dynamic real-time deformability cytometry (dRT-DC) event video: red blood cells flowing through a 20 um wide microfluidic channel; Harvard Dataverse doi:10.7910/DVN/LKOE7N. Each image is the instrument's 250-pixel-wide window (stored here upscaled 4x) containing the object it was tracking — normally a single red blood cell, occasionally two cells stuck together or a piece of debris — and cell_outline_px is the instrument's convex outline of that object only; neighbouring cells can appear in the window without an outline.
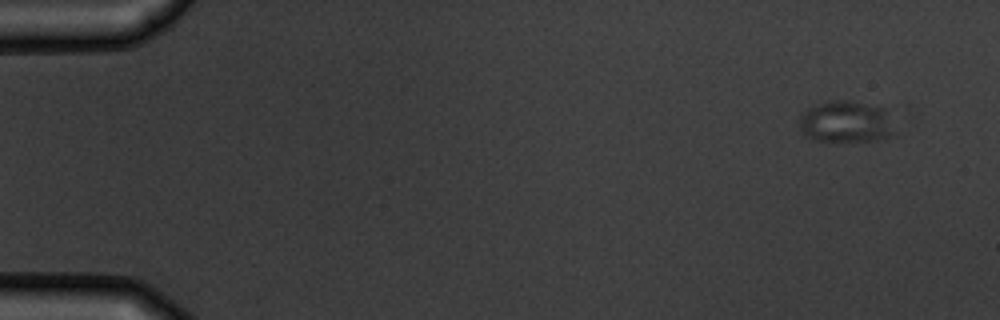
{"species": "common noctule bat (a hibernating species)", "species_latin": "Nyctalus noctula", "temperature_condition": "warm", "stored_images_in_passage": 4, "camera_frame_rate_fps": 3000, "um_per_image_px": 0.085, "animal": {"sex": "male", "body_mass_g": 19.5, "forearm_length_mm": 54.6}, "frame": {"image": 1, "passage_image": 1, "time_ms": 0.0, "image_size_px": [1000, 320], "cell_outline_px": [[892, 136], [876, 140], [816, 140], [804, 136], [800, 128], [800, 116], [808, 108], [832, 100], [848, 100], [884, 108], [892, 132]], "centroid_in_image_um": [71.84, 10.35], "position_along_channel_um": 13.2, "area_um2": 22.37}}